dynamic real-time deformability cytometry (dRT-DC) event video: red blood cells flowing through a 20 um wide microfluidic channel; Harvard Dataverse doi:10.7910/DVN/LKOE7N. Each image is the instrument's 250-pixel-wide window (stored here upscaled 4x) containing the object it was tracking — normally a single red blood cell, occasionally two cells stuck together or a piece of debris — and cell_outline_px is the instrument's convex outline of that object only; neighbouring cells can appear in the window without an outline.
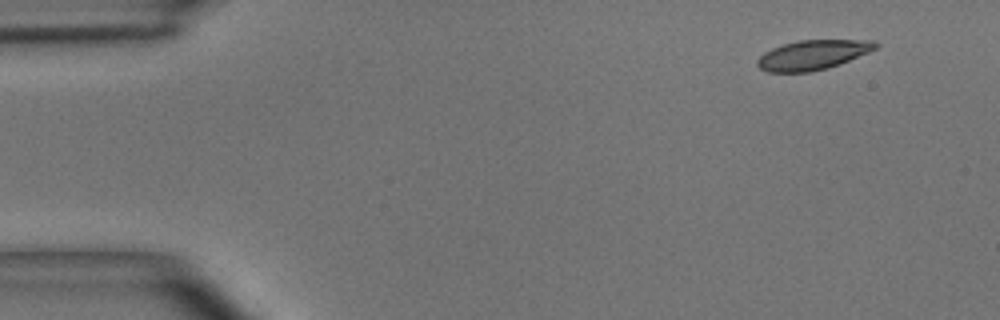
{"species": "common noctule bat (a hibernating species)", "species_latin": "Nyctalus noctula", "temperature_condition": "room temperature", "stored_images_in_passage": 46, "camera_frame_rate_fps": 3000, "um_per_image_px": 0.085, "animal": {"sex": "male", "body_mass_g": 15.6}, "frame": {"image": 1, "passage_image": 1, "time_ms": 0.0, "image_size_px": [1000, 320], "cell_outline_px": [[880, 44], [876, 48], [868, 52], [840, 64], [828, 68], [808, 72], [768, 72], [760, 68], [756, 64], [756, 60], [764, 52], [772, 48], [784, 44], [800, 40], [872, 40]], "centroid_in_image_um": [69.07, 4.67], "position_along_channel_um": 15.9, "area_um2": 20.35}}
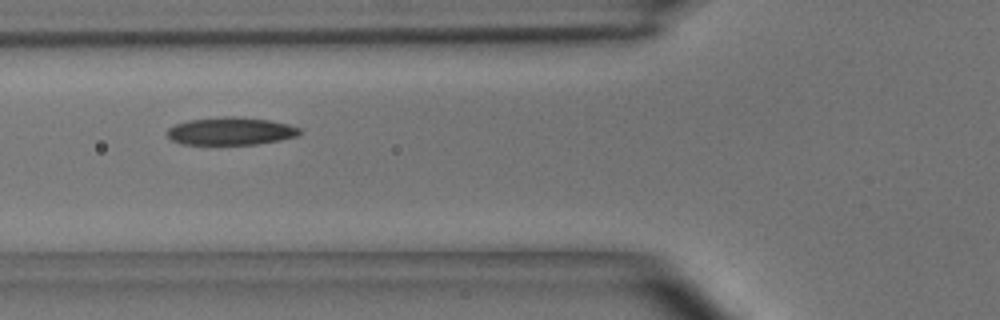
{"frame": {"image": 2, "passage_image": 15, "time_ms": 4.667, "image_size_px": [1000, 320], "cell_outline_px": [[300, 132], [296, 136], [280, 140], [256, 144], [180, 144], [172, 140], [164, 132], [168, 128], [176, 124], [188, 120], [228, 116], [232, 116], [268, 120], [288, 124], [300, 128]], "centroid_in_image_um": [19.57, 11.15], "position_along_channel_um": 106.2, "area_um2": 21.27}}
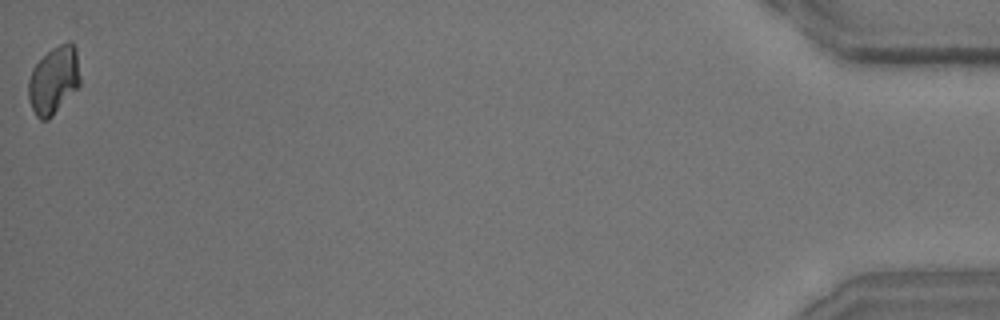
{"frame": {"image": 3, "passage_image": 46, "time_ms": 15.0, "image_size_px": [1000, 320], "cell_outline_px": [[80, 84], [52, 116], [48, 120], [40, 120], [36, 116], [32, 108], [28, 96], [28, 80], [32, 68], [52, 48], [68, 40], [72, 40], [76, 48], [80, 80]], "centroid_in_image_um": [4.56, 6.8], "position_along_channel_um": 430.6, "area_um2": 20.29}, "authors_computed_cell_mechanics": {"area_um2": 21.2415, "velocity_mm_per_s": 4.0409, "shape_relaxation_time_tau1_ms": 9.4291, "shape_relaxation_time_tau2_ms": 7.4568, "deformation_change_tau1": 0.191, "deformation_change_tau2": 0.134}}